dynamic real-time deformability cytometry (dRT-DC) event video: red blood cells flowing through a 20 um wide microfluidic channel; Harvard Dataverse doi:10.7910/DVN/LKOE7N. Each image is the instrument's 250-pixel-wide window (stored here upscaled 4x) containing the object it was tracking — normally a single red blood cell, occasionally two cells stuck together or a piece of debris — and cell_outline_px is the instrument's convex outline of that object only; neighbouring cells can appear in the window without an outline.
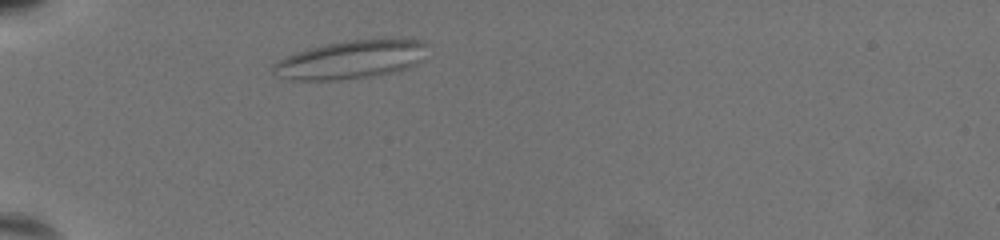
{"species": "common noctule bat (a hibernating species)", "species_latin": "Nyctalus noctula", "temperature_condition": "warm", "stored_images_in_passage": 8, "camera_frame_rate_fps": 3000, "um_per_image_px": 0.085, "animal": {"sex": "female", "body_mass_g": 19.5, "forearm_length_mm": 54.1}, "frame": {"image": 1, "passage_image": 6, "time_ms": 1.667, "image_size_px": [1000, 240], "cell_outline_px": [[424, 60], [408, 68], [392, 72], [372, 76], [336, 80], [288, 80], [276, 76], [272, 72], [272, 64], [296, 52], [324, 44], [348, 40], [388, 36], [424, 40]], "centroid_in_image_um": [29.86, 5.03], "position_along_channel_um": 55.1, "area_um2": 35.2}}